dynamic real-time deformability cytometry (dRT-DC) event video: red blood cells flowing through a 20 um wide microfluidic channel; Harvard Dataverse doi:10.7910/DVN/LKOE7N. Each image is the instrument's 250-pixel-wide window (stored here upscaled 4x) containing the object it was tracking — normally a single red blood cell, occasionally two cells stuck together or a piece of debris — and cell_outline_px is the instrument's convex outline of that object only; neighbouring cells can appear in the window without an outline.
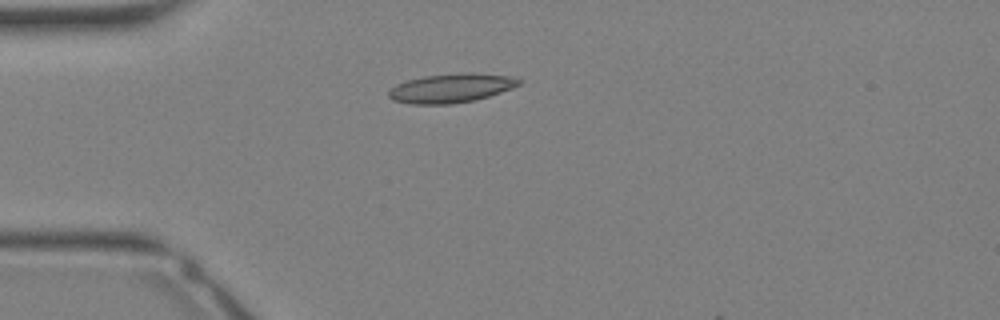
{"species": "Egyptian fruit bat (a non-hibernating species)", "species_latin": "Rousettus aegyptiacus", "temperature_condition": "warm", "stored_images_in_passage": 3, "camera_frame_rate_fps": 3000, "um_per_image_px": 0.085, "animal": {"sex": "female"}, "frame": {"image": 1, "passage_image": 1, "time_ms": 0.0, "image_size_px": [1000, 320], "cell_outline_px": [[520, 84], [512, 88], [476, 100], [452, 104], [412, 104], [392, 100], [388, 96], [388, 92], [396, 84], [408, 80], [424, 76], [464, 72], [472, 72], [512, 76], [520, 80]], "centroid_in_image_um": [38.35, 7.48], "position_along_channel_um": 46.7, "area_um2": 22.08}}